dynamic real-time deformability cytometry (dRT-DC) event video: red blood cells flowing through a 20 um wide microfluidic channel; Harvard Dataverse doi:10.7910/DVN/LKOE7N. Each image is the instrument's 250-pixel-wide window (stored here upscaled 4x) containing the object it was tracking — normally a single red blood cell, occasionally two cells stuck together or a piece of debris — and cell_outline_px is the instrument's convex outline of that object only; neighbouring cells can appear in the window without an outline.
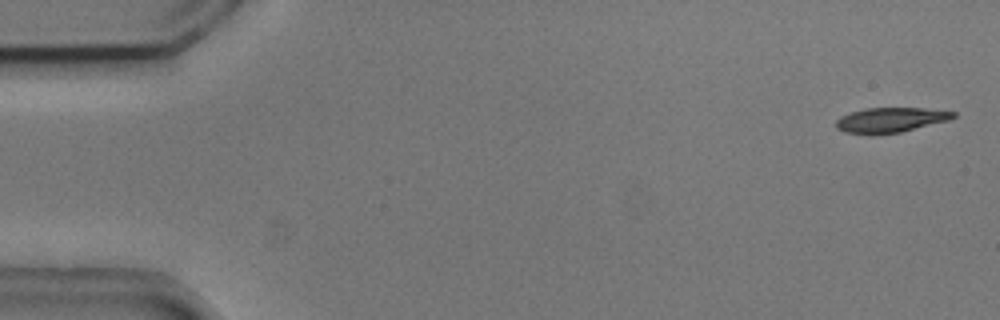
{"species": "common noctule bat (a hibernating species)", "species_latin": "Nyctalus noctula", "temperature_condition": "cold", "stored_images_in_passage": 54, "camera_frame_rate_fps": 3000, "um_per_image_px": 0.085, "animal": {"sex": "male", "body_mass_g": 20.5, "forearm_length_mm": 52.5}, "frame": {"image": 1, "passage_image": 2, "time_ms": 0.333, "image_size_px": [1000, 320], "cell_outline_px": [[956, 116], [948, 120], [900, 132], [872, 136], [844, 132], [836, 128], [836, 120], [840, 116], [864, 108], [924, 108], [956, 112]], "centroid_in_image_um": [75.64, 10.21], "position_along_channel_um": 9.4, "area_um2": 17.17}}
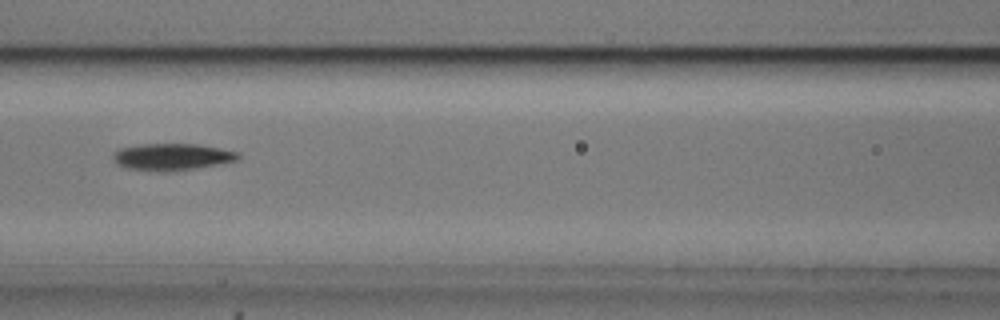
{"frame": {"image": 2, "passage_image": 24, "time_ms": 7.667, "image_size_px": [1000, 320], "cell_outline_px": [[240, 160], [196, 168], [168, 172], [160, 172], [128, 168], [116, 164], [112, 160], [112, 152], [120, 148], [140, 144], [196, 144], [220, 148], [240, 152]], "centroid_in_image_um": [14.61, 13.33], "position_along_channel_um": 152.0, "area_um2": 19.83}}
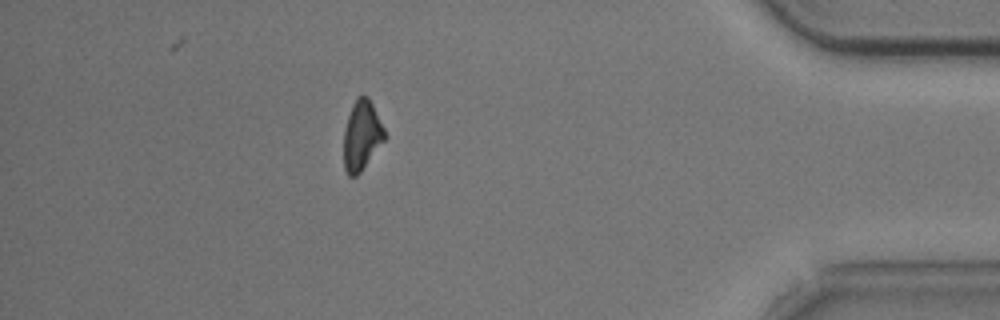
{"frame": {"image": 3, "passage_image": 48, "time_ms": 15.667, "image_size_px": [1000, 320], "cell_outline_px": [[384, 140], [360, 172], [356, 176], [348, 176], [344, 168], [344, 128], [352, 104], [356, 96], [368, 96], [384, 128]], "centroid_in_image_um": [30.72, 11.5], "position_along_channel_um": 404.5, "area_um2": 16.36}}